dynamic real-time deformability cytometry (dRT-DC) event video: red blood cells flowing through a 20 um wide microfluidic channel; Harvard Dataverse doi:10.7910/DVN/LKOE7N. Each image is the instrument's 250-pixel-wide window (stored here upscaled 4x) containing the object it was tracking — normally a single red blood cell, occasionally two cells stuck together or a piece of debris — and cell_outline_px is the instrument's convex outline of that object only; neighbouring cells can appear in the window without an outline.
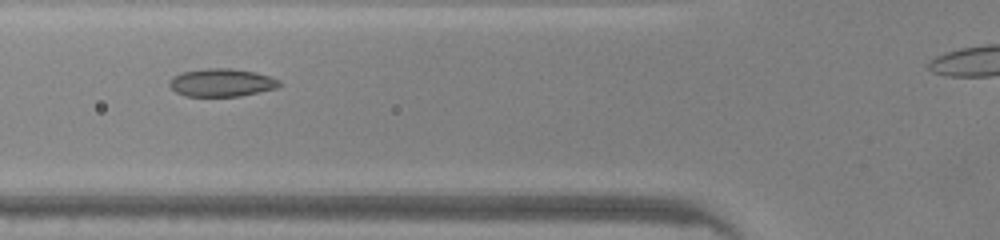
{"species": "common noctule bat (a hibernating species)", "species_latin": "Nyctalus noctula", "temperature_condition": "warm", "stored_images_in_passage": 31, "camera_frame_rate_fps": 3000, "um_per_image_px": 0.085, "animal": {"sex": "male", "body_mass_g": 20.0, "forearm_length_mm": 53.3}, "frame": {"image": 1, "passage_image": 7, "time_ms": 2.0, "image_size_px": [1000, 240], "cell_outline_px": [[280, 84], [276, 88], [240, 96], [184, 96], [176, 92], [168, 84], [168, 80], [172, 76], [184, 72], [208, 68], [232, 68], [256, 72], [280, 80]], "centroid_in_image_um": [18.81, 7.02], "position_along_channel_um": 107.0, "area_um2": 17.86}}
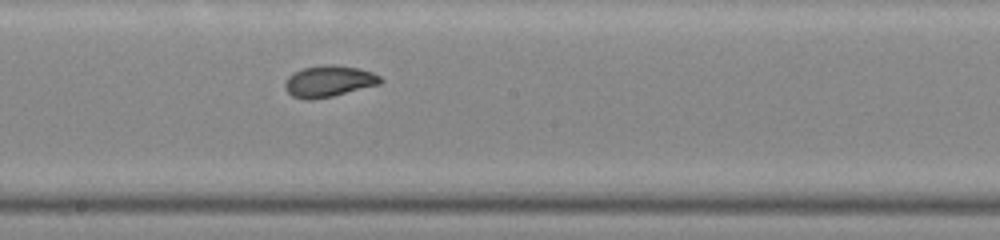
{"frame": {"image": 2, "passage_image": 15, "time_ms": 4.667, "image_size_px": [1000, 240], "cell_outline_px": [[384, 80], [380, 84], [332, 96], [308, 100], [292, 96], [288, 92], [284, 84], [288, 76], [304, 68], [324, 64], [332, 64], [360, 68], [372, 72], [380, 76]], "centroid_in_image_um": [27.98, 6.89], "position_along_channel_um": 220.2, "area_um2": 17.34}}
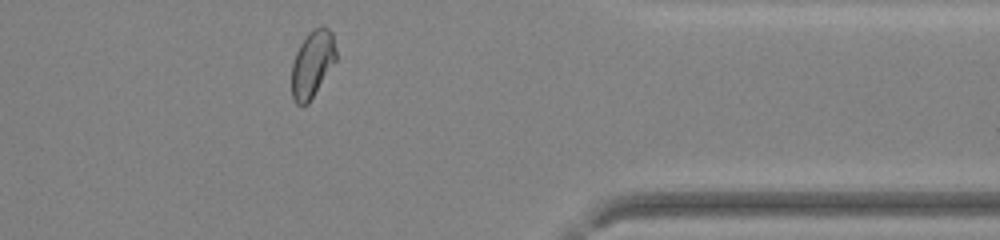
{"frame": {"image": 3, "passage_image": 28, "time_ms": 9.0, "image_size_px": [1000, 240], "cell_outline_px": [[336, 60], [308, 104], [296, 104], [292, 96], [292, 64], [296, 52], [300, 44], [308, 32], [312, 28], [328, 28], [332, 32], [336, 52]], "centroid_in_image_um": [26.54, 5.43], "position_along_channel_um": 384.9, "area_um2": 17.05}, "authors_computed_cell_mechanics": {"area_um2": 17.2822, "velocity_mm_per_s": 4.2562, "shape_relaxation_time_tau1_ms": null, "shape_relaxation_time_tau2_ms": 1.3163, "deformation_change_tau1": null, "deformation_change_tau2": 0.0453}}